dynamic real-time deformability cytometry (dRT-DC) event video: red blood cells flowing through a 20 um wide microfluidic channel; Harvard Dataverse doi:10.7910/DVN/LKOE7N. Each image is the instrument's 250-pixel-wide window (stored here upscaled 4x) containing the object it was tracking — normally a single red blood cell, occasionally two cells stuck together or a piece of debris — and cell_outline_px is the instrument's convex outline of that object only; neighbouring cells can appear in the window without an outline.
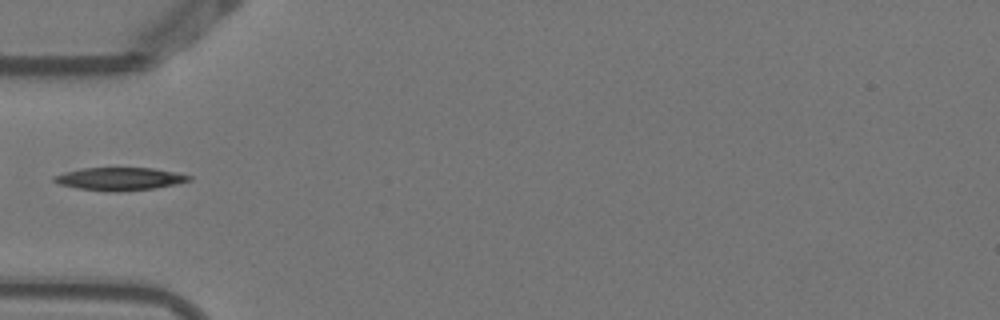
{"species": "Egyptian fruit bat (a non-hibernating species)", "species_latin": "Rousettus aegyptiacus", "temperature_condition": "warm", "stored_images_in_passage": 4, "camera_frame_rate_fps": 3000, "um_per_image_px": 0.085, "animal": {"sex": "female"}, "frame": {"image": 1, "passage_image": 3, "time_ms": 0.667, "image_size_px": [1000, 320], "cell_outline_px": [[192, 180], [176, 184], [152, 188], [120, 192], [108, 192], [76, 188], [60, 184], [52, 180], [52, 176], [64, 172], [80, 168], [152, 168], [176, 172], [192, 176]], "centroid_in_image_um": [10.15, 15.2], "position_along_channel_um": 74.9, "area_um2": 18.09}}
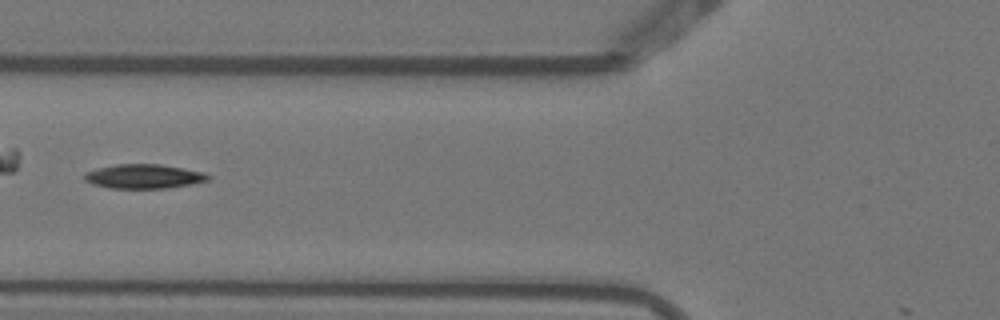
{"frame": {"image": 2, "passage_image": 4, "time_ms": 1.0, "image_size_px": [1000, 320], "cell_outline_px": [[212, 176], [208, 180], [192, 184], [164, 188], [112, 188], [92, 184], [84, 180], [84, 176], [88, 172], [100, 168], [116, 164], [160, 164], [204, 172]], "centroid_in_image_um": [12.26, 14.99], "position_along_channel_um": 113.5, "area_um2": 17.28}}